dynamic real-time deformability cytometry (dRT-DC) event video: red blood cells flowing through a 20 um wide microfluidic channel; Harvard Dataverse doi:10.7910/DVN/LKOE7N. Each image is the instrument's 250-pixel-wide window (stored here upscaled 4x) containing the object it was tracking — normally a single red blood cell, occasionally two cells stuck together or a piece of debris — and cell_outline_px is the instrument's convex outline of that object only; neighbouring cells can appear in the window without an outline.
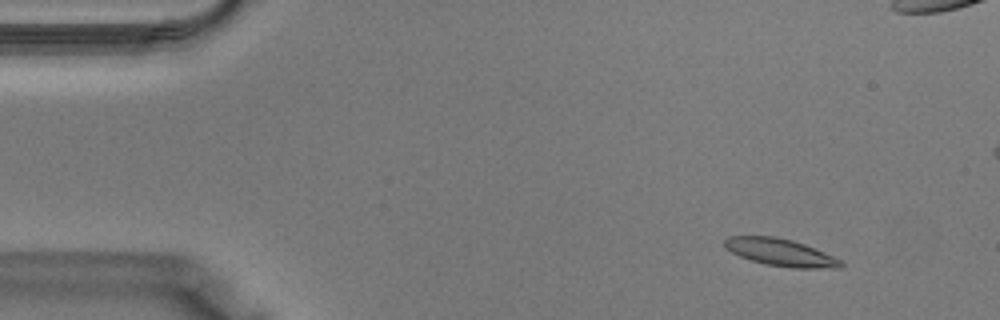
{"species": "Egyptian fruit bat (a non-hibernating species)", "species_latin": "Rousettus aegyptiacus", "temperature_condition": "warm", "stored_images_in_passage": 41, "camera_frame_rate_fps": 3000, "um_per_image_px": 0.085, "animal": {"sex": "male"}, "frame": {"image": 1, "passage_image": 5, "time_ms": 1.333, "image_size_px": [1000, 320], "cell_outline_px": [[844, 264], [840, 268], [792, 268], [764, 264], [740, 256], [724, 248], [724, 240], [728, 236], [776, 236], [792, 240], [804, 244], [824, 252], [840, 260]], "centroid_in_image_um": [66.32, 21.45], "position_along_channel_um": 18.7, "area_um2": 18.44}}
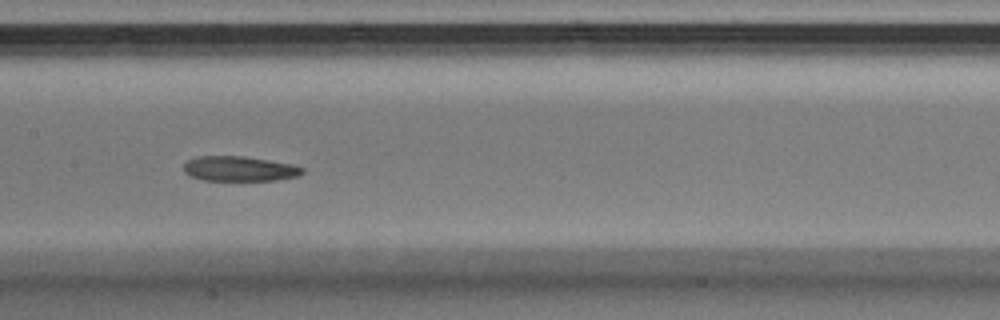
{"frame": {"image": 2, "passage_image": 20, "time_ms": 6.333, "image_size_px": [1000, 320], "cell_outline_px": [[304, 172], [296, 176], [276, 180], [204, 180], [188, 176], [184, 172], [184, 164], [188, 160], [196, 156], [244, 156], [292, 164], [304, 168]], "centroid_in_image_um": [20.31, 14.34], "position_along_channel_um": 187.1, "area_um2": 17.22}}
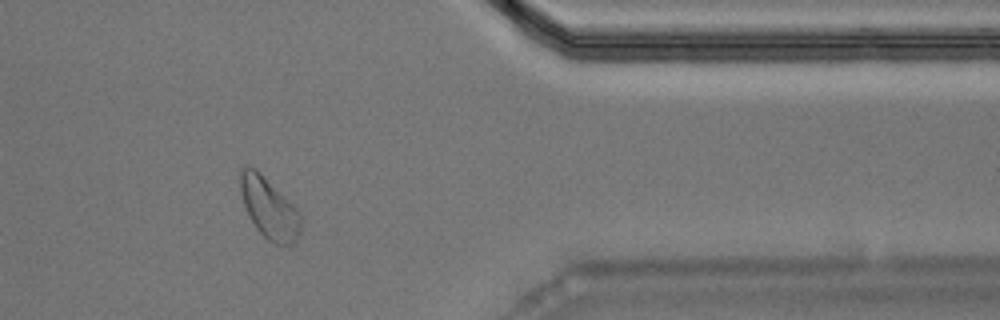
{"frame": {"image": 3, "passage_image": 33, "time_ms": 10.667, "image_size_px": [1000, 320], "cell_outline_px": [[300, 232], [296, 240], [292, 244], [276, 244], [268, 240], [256, 228], [244, 204], [240, 192], [240, 172], [248, 164], [256, 168], [300, 212]], "centroid_in_image_um": [22.86, 17.67], "position_along_channel_um": 388.5, "area_um2": 21.04}}